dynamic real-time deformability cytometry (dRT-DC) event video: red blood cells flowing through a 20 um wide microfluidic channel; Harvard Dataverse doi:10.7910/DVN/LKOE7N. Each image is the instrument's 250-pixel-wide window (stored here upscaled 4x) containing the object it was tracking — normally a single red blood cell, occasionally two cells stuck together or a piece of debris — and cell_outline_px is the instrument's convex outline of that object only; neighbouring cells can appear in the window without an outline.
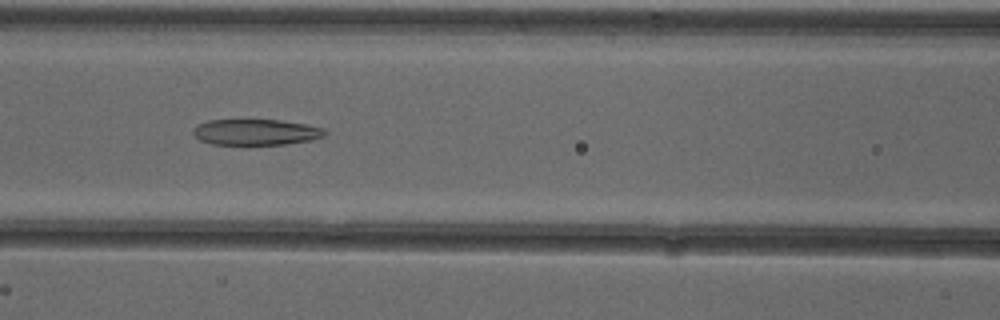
{"species": "common noctule bat (a hibernating species)", "species_latin": "Nyctalus noctula", "temperature_condition": "cold", "stored_images_in_passage": 52, "camera_frame_rate_fps": 3000, "um_per_image_px": 0.085, "animal": {"sex": "female"}, "frame": {"image": 1, "passage_image": 23, "time_ms": 7.333, "image_size_px": [1000, 320], "cell_outline_px": [[328, 132], [324, 136], [312, 140], [284, 144], [212, 144], [200, 140], [192, 132], [192, 128], [196, 124], [208, 120], [280, 120], [304, 124], [324, 128]], "centroid_in_image_um": [21.74, 11.22], "position_along_channel_um": 144.9, "area_um2": 19.88}}
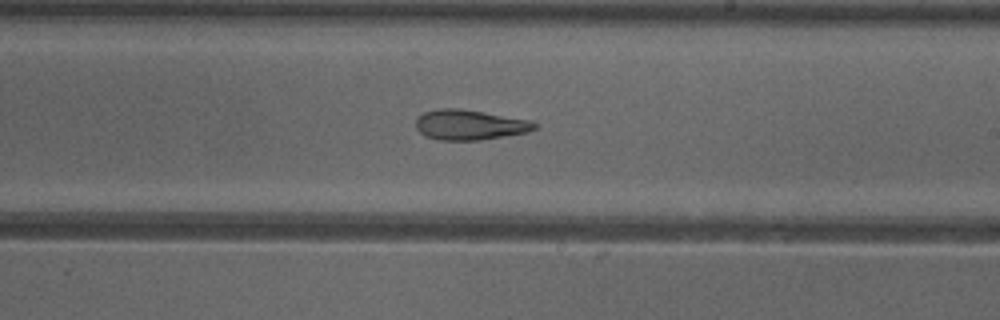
{"frame": {"image": 2, "passage_image": 31, "time_ms": 10.0, "image_size_px": [1000, 320], "cell_outline_px": [[536, 128], [524, 132], [504, 136], [480, 140], [440, 140], [424, 136], [416, 128], [416, 120], [424, 112], [436, 108], [460, 108], [528, 120], [536, 124]], "centroid_in_image_um": [39.85, 10.61], "position_along_channel_um": 249.2, "area_um2": 20.58}}
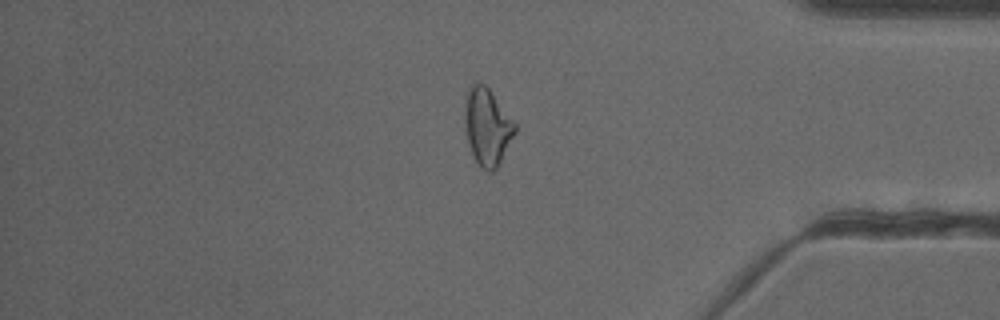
{"frame": {"image": 3, "passage_image": 44, "time_ms": 14.333, "image_size_px": [1000, 320], "cell_outline_px": [[516, 132], [496, 168], [492, 172], [488, 172], [480, 168], [468, 144], [464, 120], [464, 104], [468, 84], [476, 80], [484, 84], [488, 88], [516, 124]], "centroid_in_image_um": [41.38, 10.73], "position_along_channel_um": 393.8, "area_um2": 22.6}, "authors_computed_cell_mechanics": {"area_um2": 23.0044, "velocity_mm_per_s": 3.9124, "shape_relaxation_time_tau1_ms": null, "shape_relaxation_time_tau2_ms": 4.9122, "deformation_change_tau1": null, "deformation_change_tau2": 0.1627}}